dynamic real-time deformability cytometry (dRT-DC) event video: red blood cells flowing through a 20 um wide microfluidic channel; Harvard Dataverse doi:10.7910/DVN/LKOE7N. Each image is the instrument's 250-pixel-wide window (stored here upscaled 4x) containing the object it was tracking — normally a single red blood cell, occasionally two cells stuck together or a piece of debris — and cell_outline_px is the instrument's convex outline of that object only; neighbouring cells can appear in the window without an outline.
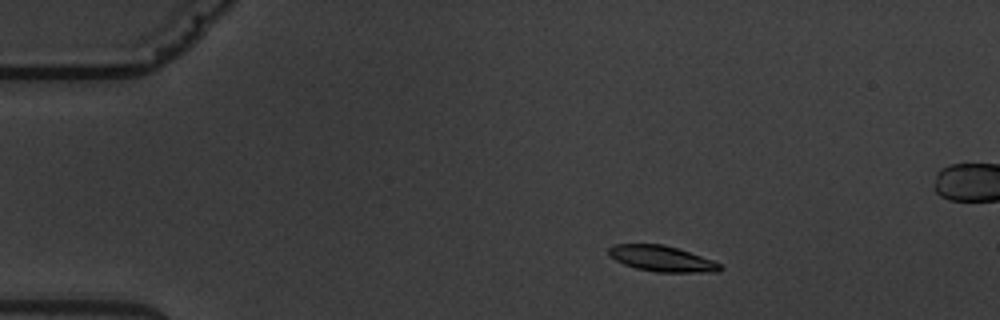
{"species": "common noctule bat (a hibernating species)", "species_latin": "Nyctalus noctula", "temperature_condition": "warm", "stored_images_in_passage": 5, "camera_frame_rate_fps": 3000, "um_per_image_px": 0.085, "animal": {"sex": "male", "body_mass_g": 19.5, "forearm_length_mm": 54.6}, "frame": {"image": 1, "passage_image": 2, "time_ms": 1.333, "image_size_px": [1000, 320], "cell_outline_px": [[724, 268], [716, 272], [656, 272], [636, 268], [624, 264], [608, 256], [608, 248], [612, 244], [664, 244], [712, 260], [720, 264]], "centroid_in_image_um": [56.21, 21.98], "position_along_channel_um": 28.8, "area_um2": 16.65}}